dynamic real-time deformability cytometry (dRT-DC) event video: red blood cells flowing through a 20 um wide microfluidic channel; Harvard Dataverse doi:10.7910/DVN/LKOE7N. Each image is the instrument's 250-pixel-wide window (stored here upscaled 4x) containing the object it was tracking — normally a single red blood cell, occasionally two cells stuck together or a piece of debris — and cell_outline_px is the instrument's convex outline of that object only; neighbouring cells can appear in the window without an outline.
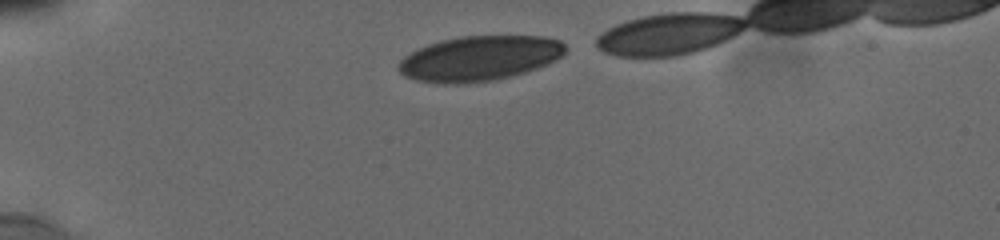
{"species": "human", "species_latin": "Homo sapiens", "temperature_condition": "cold", "stored_images_in_passage": 3, "camera_frame_rate_fps": 3000, "um_per_image_px": 0.085, "donor": {"sex": "male"}, "frame": {"image": 1, "passage_image": 1, "time_ms": 0.0, "image_size_px": [1000, 240], "cell_outline_px": [[568, 48], [556, 60], [548, 64], [524, 72], [496, 80], [444, 84], [416, 80], [404, 76], [396, 68], [400, 60], [404, 56], [428, 44], [440, 40], [460, 36], [544, 36], [560, 40]], "centroid_in_image_um": [40.74, 4.95], "position_along_channel_um": 44.3, "area_um2": 43.64}}